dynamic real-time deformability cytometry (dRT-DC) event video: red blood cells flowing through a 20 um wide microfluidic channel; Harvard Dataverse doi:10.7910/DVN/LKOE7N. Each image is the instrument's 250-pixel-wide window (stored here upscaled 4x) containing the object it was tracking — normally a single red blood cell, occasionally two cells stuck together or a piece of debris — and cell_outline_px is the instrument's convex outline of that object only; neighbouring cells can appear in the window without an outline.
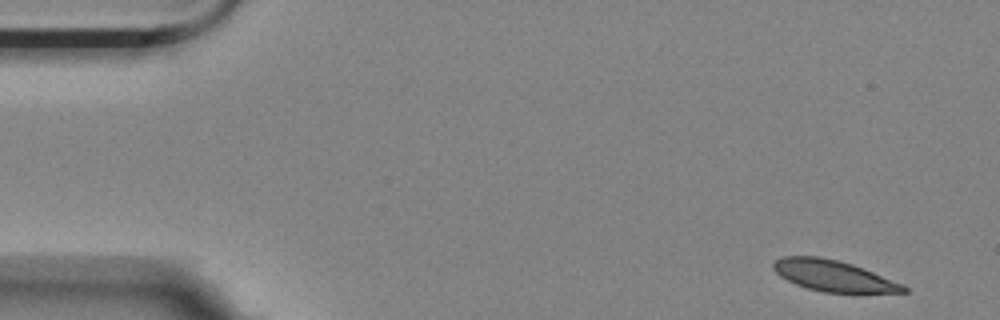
{"species": "Egyptian fruit bat (a non-hibernating species)", "species_latin": "Rousettus aegyptiacus", "temperature_condition": "room temperature", "stored_images_in_passage": 6, "camera_frame_rate_fps": 3000, "um_per_image_px": 0.085, "animal": {"sex": "female"}, "frame": {"image": 1, "passage_image": 1, "time_ms": 0.0, "image_size_px": [1000, 320], "cell_outline_px": [[908, 292], [824, 292], [808, 288], [796, 284], [780, 276], [772, 268], [772, 264], [776, 260], [784, 256], [820, 256], [852, 264], [904, 284], [908, 288]], "centroid_in_image_um": [70.83, 23.43], "position_along_channel_um": 14.2, "area_um2": 23.24}}
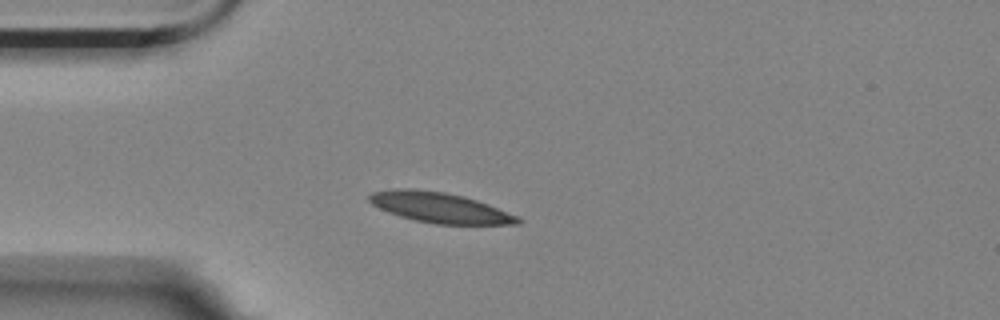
{"frame": {"image": 2, "passage_image": 4, "time_ms": 1.0, "image_size_px": [1000, 320], "cell_outline_px": [[524, 220], [520, 224], [436, 224], [416, 220], [400, 216], [388, 212], [372, 204], [368, 200], [368, 196], [372, 192], [396, 188], [416, 188], [444, 192], [464, 196], [488, 204], [520, 216]], "centroid_in_image_um": [37.41, 17.64], "position_along_channel_um": 47.6, "area_um2": 26.36}}
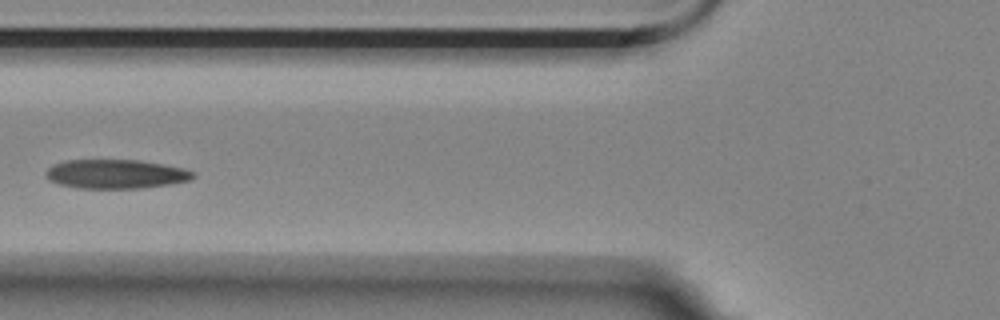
{"frame": {"image": 3, "passage_image": 6, "time_ms": 1.667, "image_size_px": [1000, 320], "cell_outline_px": [[196, 176], [188, 180], [168, 184], [140, 188], [76, 188], [60, 184], [48, 180], [44, 176], [44, 172], [52, 164], [64, 160], [136, 160], [184, 168], [196, 172]], "centroid_in_image_um": [9.78, 14.79], "position_along_channel_um": 116.0, "area_um2": 24.97}}